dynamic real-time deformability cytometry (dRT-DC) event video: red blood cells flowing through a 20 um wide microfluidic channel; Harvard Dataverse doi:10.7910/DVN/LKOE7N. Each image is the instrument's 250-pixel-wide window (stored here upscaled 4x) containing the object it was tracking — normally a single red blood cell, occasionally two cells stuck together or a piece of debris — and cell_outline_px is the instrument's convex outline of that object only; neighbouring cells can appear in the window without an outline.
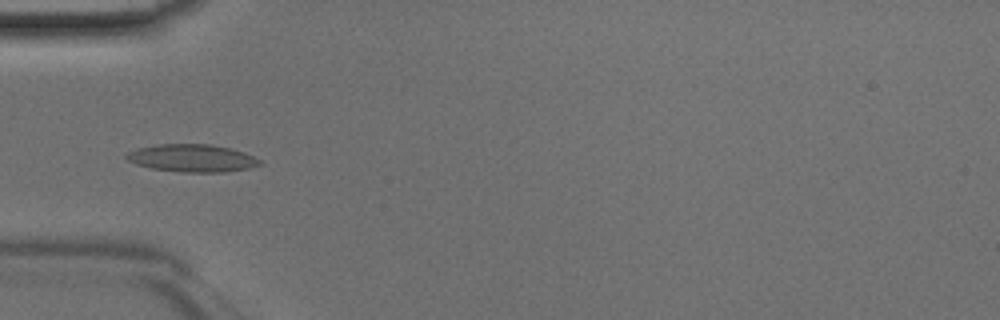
{"species": "Egyptian fruit bat (a non-hibernating species)", "species_latin": "Rousettus aegyptiacus", "temperature_condition": "room temperature", "stored_images_in_passage": 47, "camera_frame_rate_fps": 3000, "um_per_image_px": 0.085, "animal": {"sex": "male"}, "frame": {"image": 1, "passage_image": 16, "time_ms": 5.0, "image_size_px": [1000, 320], "cell_outline_px": [[264, 164], [248, 168], [224, 172], [184, 172], [152, 168], [136, 164], [128, 160], [124, 156], [128, 152], [136, 148], [160, 144], [208, 144], [228, 148], [244, 152], [260, 160]], "centroid_in_image_um": [16.32, 13.44], "position_along_channel_um": 68.7, "area_um2": 21.27}}
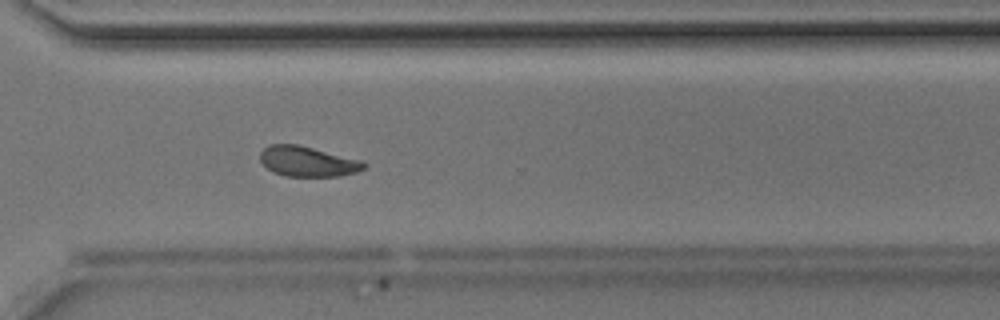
{"frame": {"image": 2, "passage_image": 35, "time_ms": 11.333, "image_size_px": [1000, 320], "cell_outline_px": [[368, 164], [364, 168], [356, 172], [340, 176], [284, 176], [272, 172], [260, 160], [260, 152], [268, 144], [296, 144], [364, 160]], "centroid_in_image_um": [26.17, 13.72], "position_along_channel_um": 344.4, "area_um2": 18.38}}
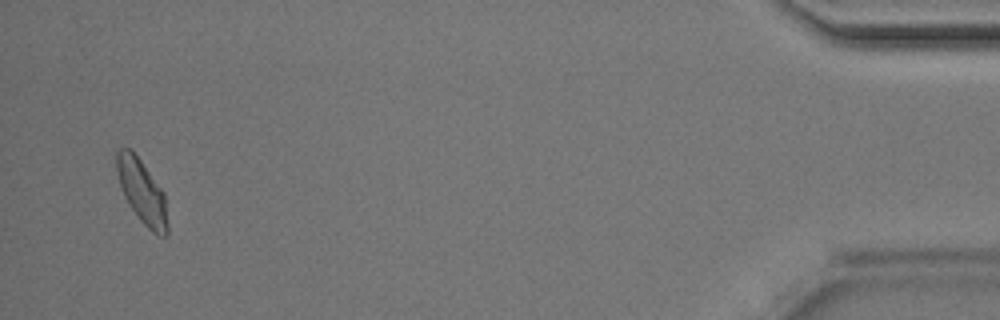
{"frame": {"image": 3, "passage_image": 46, "time_ms": 15.0, "image_size_px": [1000, 320], "cell_outline_px": [[168, 236], [156, 236], [140, 220], [124, 196], [116, 172], [116, 152], [120, 148], [132, 148], [164, 192], [168, 224]], "centroid_in_image_um": [12.08, 16.28], "position_along_channel_um": 423.1, "area_um2": 19.02}}